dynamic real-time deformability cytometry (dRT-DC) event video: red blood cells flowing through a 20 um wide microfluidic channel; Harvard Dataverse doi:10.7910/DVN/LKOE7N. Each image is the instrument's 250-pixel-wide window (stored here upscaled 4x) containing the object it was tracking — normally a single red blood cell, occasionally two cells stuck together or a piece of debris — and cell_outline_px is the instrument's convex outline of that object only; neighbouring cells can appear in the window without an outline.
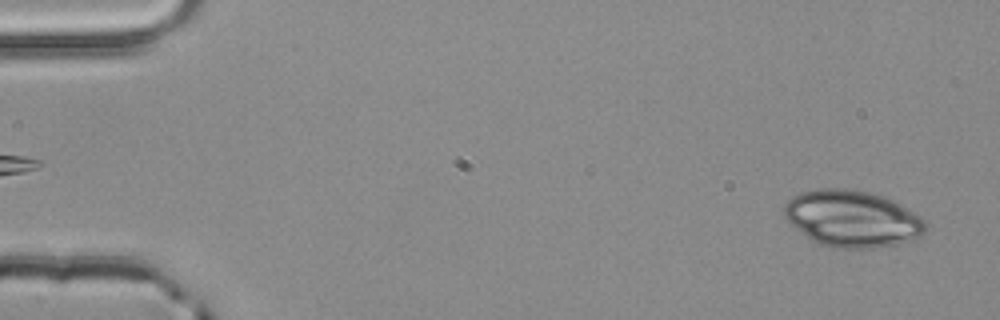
{"species": "common noctule bat (a hibernating species)", "species_latin": "Nyctalus noctula", "temperature_condition": "room temperature", "stored_images_in_passage": 4, "segment_of_instrument_passage": [2, 2], "camera_frame_rate_fps": 3000, "um_per_image_px": 0.085, "animal": {"sex": "male", "body_mass_g": 20.4}, "frame": {"image": 1, "passage_image": 4, "time_ms": 1.0, "image_size_px": [1000, 320], "cell_outline_px": [[928, 224], [924, 232], [920, 236], [912, 240], [896, 244], [872, 248], [836, 248], [820, 244], [812, 240], [792, 224], [784, 216], [784, 204], [792, 196], [800, 192], [820, 188], [844, 188], [868, 192], [892, 200], [900, 204], [920, 216]], "centroid_in_image_um": [72.44, 18.58], "position_along_channel_um": 12.6, "area_um2": 46.41}}